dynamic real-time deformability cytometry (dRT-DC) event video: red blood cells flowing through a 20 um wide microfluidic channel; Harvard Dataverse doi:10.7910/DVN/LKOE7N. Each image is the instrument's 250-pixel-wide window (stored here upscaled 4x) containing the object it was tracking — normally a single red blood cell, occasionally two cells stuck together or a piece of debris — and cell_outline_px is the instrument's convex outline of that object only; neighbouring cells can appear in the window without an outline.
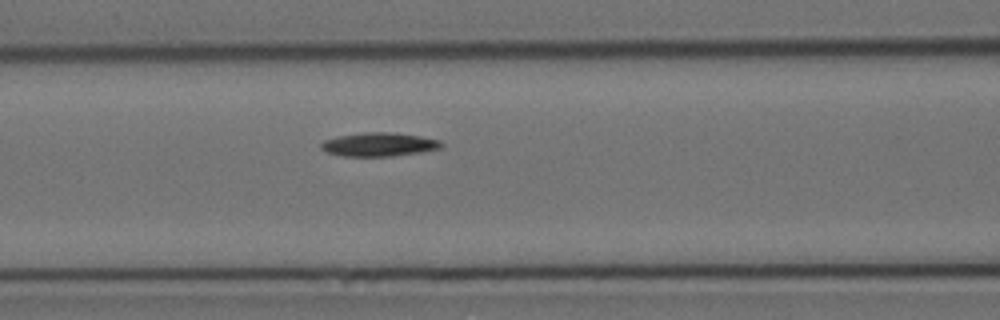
{"species": "Egyptian fruit bat (a non-hibernating species)", "species_latin": "Rousettus aegyptiacus", "temperature_condition": "cold", "stored_images_in_passage": 6, "camera_frame_rate_fps": 3000, "um_per_image_px": 0.085, "animal": {"sex": "female"}, "frame": {"image": 1, "passage_image": 6, "time_ms": 6.667, "image_size_px": [1000, 320], "cell_outline_px": [[444, 144], [440, 148], [420, 152], [392, 156], [344, 156], [328, 152], [320, 148], [320, 144], [324, 140], [336, 136], [364, 132], [392, 132], [420, 136], [440, 140]], "centroid_in_image_um": [32.2, 12.27], "position_along_channel_um": 134.4, "area_um2": 16.59}}